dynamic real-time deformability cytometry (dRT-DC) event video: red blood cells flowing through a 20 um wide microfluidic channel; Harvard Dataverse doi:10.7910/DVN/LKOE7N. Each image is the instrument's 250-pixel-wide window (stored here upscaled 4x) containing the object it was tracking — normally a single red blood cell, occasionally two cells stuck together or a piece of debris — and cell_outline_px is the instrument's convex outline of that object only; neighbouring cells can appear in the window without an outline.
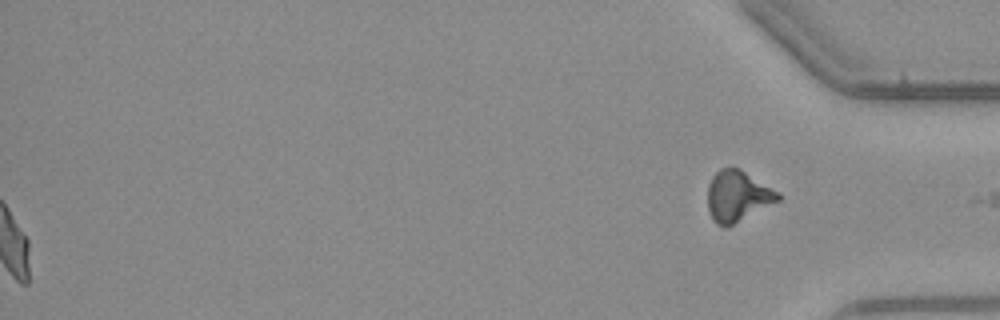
{"species": "common noctule bat (a hibernating species)", "species_latin": "Nyctalus noctula", "temperature_condition": "warm", "stored_images_in_passage": 38, "segment_of_instrument_passage": [2, 2], "camera_frame_rate_fps": 3000, "um_per_image_px": 0.085, "animal": {"sex": "male", "body_mass_g": 23.1, "forearm_length_mm": 52.7}, "frame": {"image": 1, "passage_image": 38, "time_ms": 12.333, "image_size_px": [1000, 320], "cell_outline_px": [[780, 200], [728, 228], [724, 228], [716, 224], [712, 220], [708, 208], [708, 184], [712, 176], [720, 168], [732, 164], [740, 168], [780, 192]], "centroid_in_image_um": [62.69, 16.66], "position_along_channel_um": 372.5, "area_um2": 21.5}}